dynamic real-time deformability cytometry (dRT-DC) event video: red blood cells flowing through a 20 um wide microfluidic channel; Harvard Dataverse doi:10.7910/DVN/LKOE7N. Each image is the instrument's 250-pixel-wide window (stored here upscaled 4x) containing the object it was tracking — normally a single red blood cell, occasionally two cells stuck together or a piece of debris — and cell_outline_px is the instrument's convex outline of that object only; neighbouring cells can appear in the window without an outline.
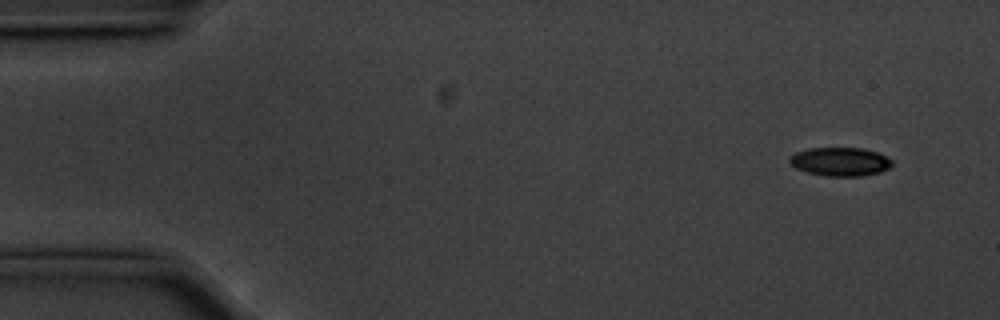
{"species": "common noctule bat (a hibernating species)", "species_latin": "Nyctalus noctula", "temperature_condition": "cold", "stored_images_in_passage": 54, "camera_frame_rate_fps": 3000, "um_per_image_px": 0.085, "animal": {"sex": "male", "body_mass_g": 20.1, "forearm_length_mm": 53.5}, "frame": {"image": 1, "passage_image": 2, "time_ms": 0.333, "image_size_px": [1000, 320], "cell_outline_px": [[892, 164], [888, 168], [880, 172], [864, 176], [824, 176], [804, 172], [788, 164], [788, 156], [796, 152], [808, 148], [864, 148], [876, 152], [892, 160]], "centroid_in_image_um": [71.34, 13.75], "position_along_channel_um": 13.7, "area_um2": 17.34}}
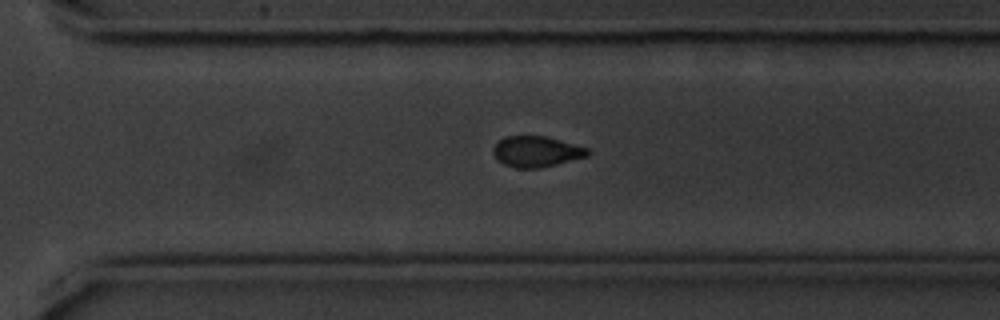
{"frame": {"image": 2, "passage_image": 37, "time_ms": 12.0, "image_size_px": [1000, 320], "cell_outline_px": [[592, 152], [588, 156], [540, 168], [516, 168], [504, 164], [496, 160], [492, 152], [492, 148], [504, 136], [544, 136], [560, 140], [588, 148]], "centroid_in_image_um": [45.58, 12.89], "position_along_channel_um": 325.0, "area_um2": 16.99}}
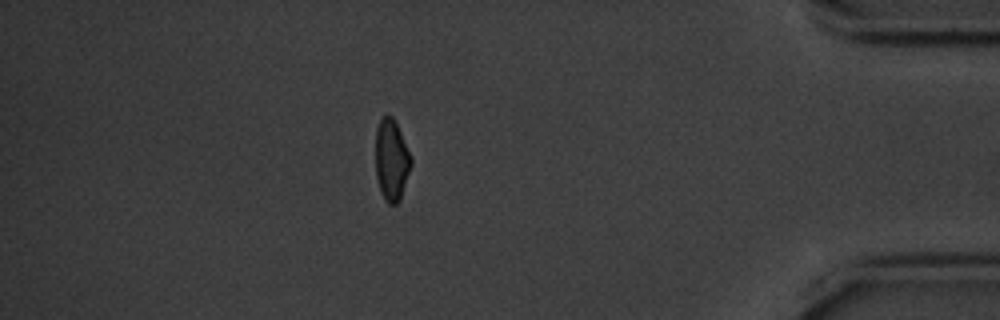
{"frame": {"image": 3, "passage_image": 47, "time_ms": 15.333, "image_size_px": [1000, 320], "cell_outline_px": [[412, 164], [400, 200], [396, 204], [388, 204], [384, 200], [380, 192], [376, 176], [376, 128], [380, 120], [388, 112], [392, 116], [412, 156]], "centroid_in_image_um": [33.28, 13.62], "position_along_channel_um": 401.9, "area_um2": 16.99}, "authors_computed_cell_mechanics": {"area_um2": 17.7446, "velocity_mm_per_s": 3.5586, "shape_relaxation_time_tau1_ms": 2.6159, "shape_relaxation_time_tau2_ms": 10.0767, "deformation_change_tau1": 0.0923, "deformation_change_tau2": 0.1207}}